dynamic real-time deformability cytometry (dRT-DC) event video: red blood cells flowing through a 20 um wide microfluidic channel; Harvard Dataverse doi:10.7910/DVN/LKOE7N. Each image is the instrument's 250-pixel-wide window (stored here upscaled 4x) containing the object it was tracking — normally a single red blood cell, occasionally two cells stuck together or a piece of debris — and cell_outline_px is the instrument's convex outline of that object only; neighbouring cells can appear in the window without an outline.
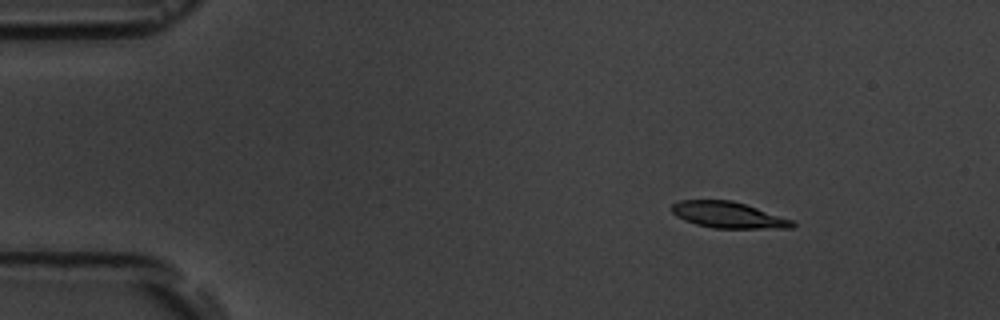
{"species": "common noctule bat (a hibernating species)", "species_latin": "Nyctalus noctula", "temperature_condition": "room temperature", "stored_images_in_passage": 15, "camera_frame_rate_fps": 3000, "um_per_image_px": 0.085, "animal": {"sex": "male", "body_mass_g": 19.5, "forearm_length_mm": 54.6}, "frame": {"image": 1, "passage_image": 2, "time_ms": 1.0, "image_size_px": [1000, 320], "cell_outline_px": [[796, 224], [792, 228], [712, 228], [696, 224], [684, 220], [676, 216], [668, 208], [672, 204], [680, 200], [732, 200], [792, 220]], "centroid_in_image_um": [61.83, 18.27], "position_along_channel_um": 23.2, "area_um2": 18.32}}
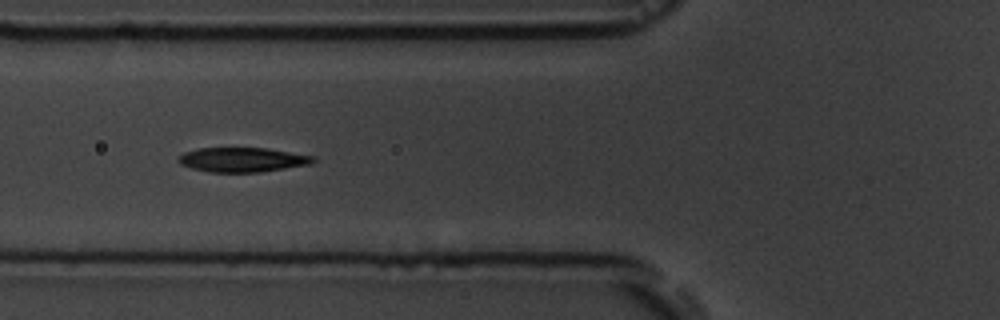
{"frame": {"image": 2, "passage_image": 6, "time_ms": 5.333, "image_size_px": [1000, 320], "cell_outline_px": [[316, 160], [312, 164], [260, 172], [208, 172], [192, 168], [180, 164], [176, 160], [184, 152], [200, 148], [268, 148], [316, 156]], "centroid_in_image_um": [20.64, 13.57], "position_along_channel_um": 105.2, "area_um2": 19.36}}
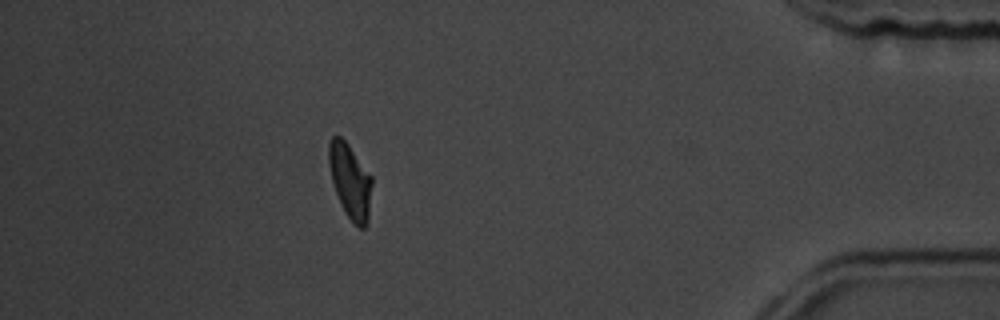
{"frame": {"image": 3, "passage_image": 14, "time_ms": 14.667, "image_size_px": [1000, 320], "cell_outline_px": [[372, 184], [368, 224], [364, 228], [360, 228], [352, 224], [344, 212], [340, 204], [332, 180], [328, 164], [328, 144], [332, 136], [340, 136], [348, 144], [372, 176]], "centroid_in_image_um": [29.77, 15.43], "position_along_channel_um": 405.4, "area_um2": 19.02}, "authors_computed_cell_mechanics": {"area_um2": 19.074, "velocity_mm_per_s": 3.7336, "shape_relaxation_time_tau1_ms": 2.0215, "shape_relaxation_time_tau2_ms": null, "deformation_change_tau1": 0.1232, "deformation_change_tau2": null}}